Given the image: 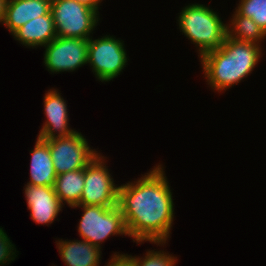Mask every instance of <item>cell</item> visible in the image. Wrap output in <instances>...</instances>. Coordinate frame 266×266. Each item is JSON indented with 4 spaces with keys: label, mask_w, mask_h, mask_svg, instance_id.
I'll return each instance as SVG.
<instances>
[{
    "label": "cell",
    "mask_w": 266,
    "mask_h": 266,
    "mask_svg": "<svg viewBox=\"0 0 266 266\" xmlns=\"http://www.w3.org/2000/svg\"><path fill=\"white\" fill-rule=\"evenodd\" d=\"M162 164L154 166L135 182L118 188L117 207L127 234L138 244L167 243L174 220V203ZM144 241V242H143Z\"/></svg>",
    "instance_id": "obj_1"
},
{
    "label": "cell",
    "mask_w": 266,
    "mask_h": 266,
    "mask_svg": "<svg viewBox=\"0 0 266 266\" xmlns=\"http://www.w3.org/2000/svg\"><path fill=\"white\" fill-rule=\"evenodd\" d=\"M261 45L237 41L226 36L216 50L201 57L206 82L218 92L227 90L247 78L262 58Z\"/></svg>",
    "instance_id": "obj_2"
},
{
    "label": "cell",
    "mask_w": 266,
    "mask_h": 266,
    "mask_svg": "<svg viewBox=\"0 0 266 266\" xmlns=\"http://www.w3.org/2000/svg\"><path fill=\"white\" fill-rule=\"evenodd\" d=\"M177 21L180 32L198 47L200 58L218 49L227 36V24L204 4H189L181 10Z\"/></svg>",
    "instance_id": "obj_3"
},
{
    "label": "cell",
    "mask_w": 266,
    "mask_h": 266,
    "mask_svg": "<svg viewBox=\"0 0 266 266\" xmlns=\"http://www.w3.org/2000/svg\"><path fill=\"white\" fill-rule=\"evenodd\" d=\"M82 207L83 214L78 224L79 235L85 241L101 249L104 240L113 235L127 236L122 212L117 206L75 205Z\"/></svg>",
    "instance_id": "obj_4"
},
{
    "label": "cell",
    "mask_w": 266,
    "mask_h": 266,
    "mask_svg": "<svg viewBox=\"0 0 266 266\" xmlns=\"http://www.w3.org/2000/svg\"><path fill=\"white\" fill-rule=\"evenodd\" d=\"M51 14L59 37L90 39L100 20L96 10L77 0H53Z\"/></svg>",
    "instance_id": "obj_5"
},
{
    "label": "cell",
    "mask_w": 266,
    "mask_h": 266,
    "mask_svg": "<svg viewBox=\"0 0 266 266\" xmlns=\"http://www.w3.org/2000/svg\"><path fill=\"white\" fill-rule=\"evenodd\" d=\"M123 42L110 35L89 39L87 64L99 81H111L123 72L128 62Z\"/></svg>",
    "instance_id": "obj_6"
},
{
    "label": "cell",
    "mask_w": 266,
    "mask_h": 266,
    "mask_svg": "<svg viewBox=\"0 0 266 266\" xmlns=\"http://www.w3.org/2000/svg\"><path fill=\"white\" fill-rule=\"evenodd\" d=\"M50 149L56 175L85 168L98 154L81 132L44 140Z\"/></svg>",
    "instance_id": "obj_7"
},
{
    "label": "cell",
    "mask_w": 266,
    "mask_h": 266,
    "mask_svg": "<svg viewBox=\"0 0 266 266\" xmlns=\"http://www.w3.org/2000/svg\"><path fill=\"white\" fill-rule=\"evenodd\" d=\"M99 153L84 168V187L78 205L117 206L118 188Z\"/></svg>",
    "instance_id": "obj_8"
},
{
    "label": "cell",
    "mask_w": 266,
    "mask_h": 266,
    "mask_svg": "<svg viewBox=\"0 0 266 266\" xmlns=\"http://www.w3.org/2000/svg\"><path fill=\"white\" fill-rule=\"evenodd\" d=\"M89 39L57 36L45 47L44 65L51 73L73 72L87 64Z\"/></svg>",
    "instance_id": "obj_9"
},
{
    "label": "cell",
    "mask_w": 266,
    "mask_h": 266,
    "mask_svg": "<svg viewBox=\"0 0 266 266\" xmlns=\"http://www.w3.org/2000/svg\"><path fill=\"white\" fill-rule=\"evenodd\" d=\"M56 89H50L44 96V114L46 121L40 129L38 138L49 140L56 137L71 135L77 130L69 128L66 101ZM57 134V135H56Z\"/></svg>",
    "instance_id": "obj_10"
},
{
    "label": "cell",
    "mask_w": 266,
    "mask_h": 266,
    "mask_svg": "<svg viewBox=\"0 0 266 266\" xmlns=\"http://www.w3.org/2000/svg\"><path fill=\"white\" fill-rule=\"evenodd\" d=\"M24 187L27 208L31 212L32 220L37 224H52L63 207L54 187L31 184H25Z\"/></svg>",
    "instance_id": "obj_11"
},
{
    "label": "cell",
    "mask_w": 266,
    "mask_h": 266,
    "mask_svg": "<svg viewBox=\"0 0 266 266\" xmlns=\"http://www.w3.org/2000/svg\"><path fill=\"white\" fill-rule=\"evenodd\" d=\"M51 12L48 0H7L3 25L11 35L25 23Z\"/></svg>",
    "instance_id": "obj_12"
},
{
    "label": "cell",
    "mask_w": 266,
    "mask_h": 266,
    "mask_svg": "<svg viewBox=\"0 0 266 266\" xmlns=\"http://www.w3.org/2000/svg\"><path fill=\"white\" fill-rule=\"evenodd\" d=\"M12 35L26 47L46 46L57 37L51 12L30 20Z\"/></svg>",
    "instance_id": "obj_13"
},
{
    "label": "cell",
    "mask_w": 266,
    "mask_h": 266,
    "mask_svg": "<svg viewBox=\"0 0 266 266\" xmlns=\"http://www.w3.org/2000/svg\"><path fill=\"white\" fill-rule=\"evenodd\" d=\"M58 252L66 266H99L101 249L93 244L80 240L56 241Z\"/></svg>",
    "instance_id": "obj_14"
},
{
    "label": "cell",
    "mask_w": 266,
    "mask_h": 266,
    "mask_svg": "<svg viewBox=\"0 0 266 266\" xmlns=\"http://www.w3.org/2000/svg\"><path fill=\"white\" fill-rule=\"evenodd\" d=\"M30 153V181L27 184L54 187L57 175L54 170L49 145L37 137L34 149Z\"/></svg>",
    "instance_id": "obj_15"
},
{
    "label": "cell",
    "mask_w": 266,
    "mask_h": 266,
    "mask_svg": "<svg viewBox=\"0 0 266 266\" xmlns=\"http://www.w3.org/2000/svg\"><path fill=\"white\" fill-rule=\"evenodd\" d=\"M83 187L84 168L57 175L54 190L63 205L73 207L79 204Z\"/></svg>",
    "instance_id": "obj_16"
},
{
    "label": "cell",
    "mask_w": 266,
    "mask_h": 266,
    "mask_svg": "<svg viewBox=\"0 0 266 266\" xmlns=\"http://www.w3.org/2000/svg\"><path fill=\"white\" fill-rule=\"evenodd\" d=\"M227 36L237 41L260 45L266 34L251 18L240 15L235 10L230 24L227 23Z\"/></svg>",
    "instance_id": "obj_17"
},
{
    "label": "cell",
    "mask_w": 266,
    "mask_h": 266,
    "mask_svg": "<svg viewBox=\"0 0 266 266\" xmlns=\"http://www.w3.org/2000/svg\"><path fill=\"white\" fill-rule=\"evenodd\" d=\"M235 10L251 18L266 34V0H240Z\"/></svg>",
    "instance_id": "obj_18"
},
{
    "label": "cell",
    "mask_w": 266,
    "mask_h": 266,
    "mask_svg": "<svg viewBox=\"0 0 266 266\" xmlns=\"http://www.w3.org/2000/svg\"><path fill=\"white\" fill-rule=\"evenodd\" d=\"M145 254L143 258L134 256L136 266H175L178 260L174 255L172 256V254L170 255L161 250H148Z\"/></svg>",
    "instance_id": "obj_19"
},
{
    "label": "cell",
    "mask_w": 266,
    "mask_h": 266,
    "mask_svg": "<svg viewBox=\"0 0 266 266\" xmlns=\"http://www.w3.org/2000/svg\"><path fill=\"white\" fill-rule=\"evenodd\" d=\"M16 257V248L14 244H12L3 228L0 227V266L7 265L9 262L11 263Z\"/></svg>",
    "instance_id": "obj_20"
},
{
    "label": "cell",
    "mask_w": 266,
    "mask_h": 266,
    "mask_svg": "<svg viewBox=\"0 0 266 266\" xmlns=\"http://www.w3.org/2000/svg\"><path fill=\"white\" fill-rule=\"evenodd\" d=\"M105 266H136L134 257L128 254L114 253L111 260Z\"/></svg>",
    "instance_id": "obj_21"
},
{
    "label": "cell",
    "mask_w": 266,
    "mask_h": 266,
    "mask_svg": "<svg viewBox=\"0 0 266 266\" xmlns=\"http://www.w3.org/2000/svg\"><path fill=\"white\" fill-rule=\"evenodd\" d=\"M79 3L84 4L99 13V6L102 0H77Z\"/></svg>",
    "instance_id": "obj_22"
},
{
    "label": "cell",
    "mask_w": 266,
    "mask_h": 266,
    "mask_svg": "<svg viewBox=\"0 0 266 266\" xmlns=\"http://www.w3.org/2000/svg\"><path fill=\"white\" fill-rule=\"evenodd\" d=\"M7 0H0V23L3 24Z\"/></svg>",
    "instance_id": "obj_23"
}]
</instances>
